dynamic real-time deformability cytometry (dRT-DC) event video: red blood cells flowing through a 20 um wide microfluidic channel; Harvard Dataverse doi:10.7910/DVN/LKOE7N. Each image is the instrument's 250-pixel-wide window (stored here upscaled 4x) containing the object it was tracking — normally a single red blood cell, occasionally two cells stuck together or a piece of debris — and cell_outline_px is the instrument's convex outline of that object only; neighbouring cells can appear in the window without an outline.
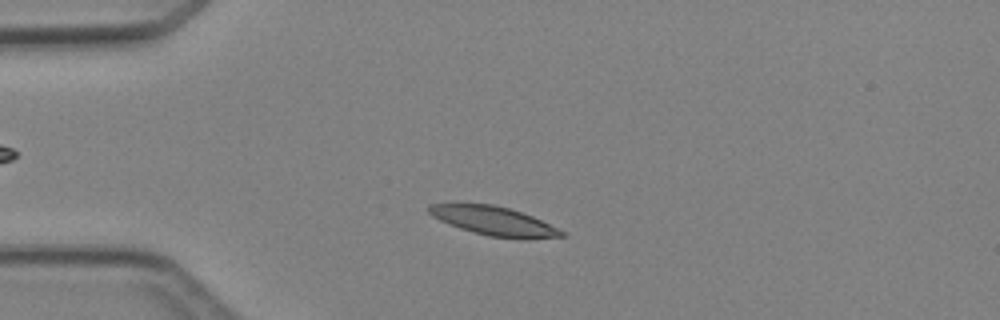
{"species": "Egyptian fruit bat (a non-hibernating species)", "species_latin": "Rousettus aegyptiacus", "temperature_condition": "cold", "stored_images_in_passage": 2, "camera_frame_rate_fps": 3000, "um_per_image_px": 0.085, "animal": {"sex": "female"}, "frame": {"image": 1, "passage_image": 2, "time_ms": 1.333, "image_size_px": [1000, 320], "cell_outline_px": [[568, 236], [524, 240], [488, 236], [460, 228], [440, 220], [432, 216], [428, 212], [428, 204], [492, 204], [508, 208], [532, 216], [564, 232]], "centroid_in_image_um": [42.0, 18.81], "position_along_channel_um": 43.0, "area_um2": 22.2}}